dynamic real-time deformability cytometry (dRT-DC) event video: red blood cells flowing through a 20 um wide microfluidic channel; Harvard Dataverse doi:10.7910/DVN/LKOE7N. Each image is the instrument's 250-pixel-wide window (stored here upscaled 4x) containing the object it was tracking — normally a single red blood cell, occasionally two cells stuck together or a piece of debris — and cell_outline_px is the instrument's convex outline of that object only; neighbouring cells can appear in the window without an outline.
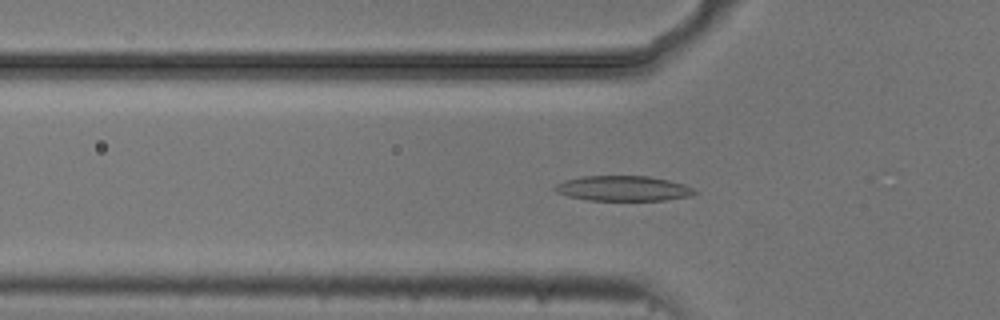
{"species": "common noctule bat (a hibernating species)", "species_latin": "Nyctalus noctula", "temperature_condition": "cold", "stored_images_in_passage": 53, "camera_frame_rate_fps": 3000, "um_per_image_px": 0.085, "animal": {"sex": "male", "body_mass_g": 20.5, "forearm_length_mm": 52.5}, "frame": {"image": 1, "passage_image": 17, "time_ms": 5.333, "image_size_px": [1000, 320], "cell_outline_px": [[700, 192], [692, 196], [664, 200], [588, 200], [568, 196], [556, 192], [552, 188], [556, 184], [564, 180], [584, 176], [648, 176], [668, 180], [684, 184]], "centroid_in_image_um": [52.98, 16.01], "position_along_channel_um": 72.8, "area_um2": 20.52}}
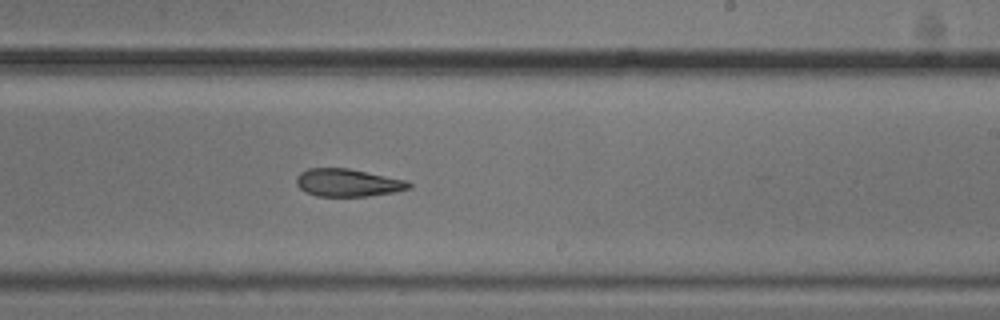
{"frame": {"image": 2, "passage_image": 32, "time_ms": 10.333, "image_size_px": [1000, 320], "cell_outline_px": [[412, 188], [392, 192], [368, 196], [316, 196], [304, 192], [296, 184], [296, 176], [300, 172], [308, 168], [348, 168], [408, 180], [412, 184]], "centroid_in_image_um": [29.56, 15.52], "position_along_channel_um": 259.4, "area_um2": 18.32}}
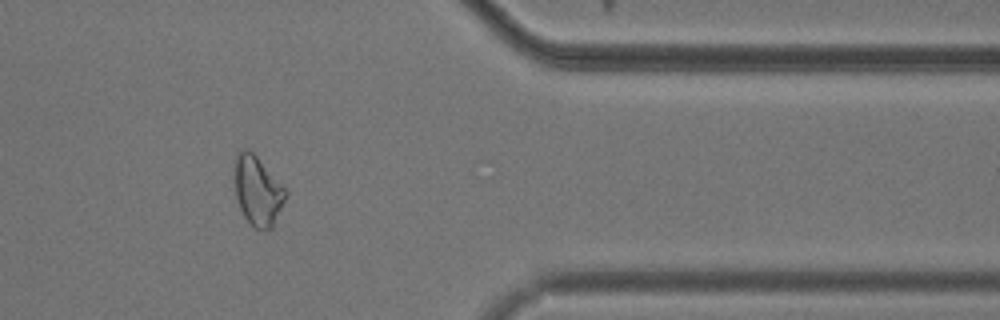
{"frame": {"image": 3, "passage_image": 44, "time_ms": 14.333, "image_size_px": [1000, 320], "cell_outline_px": [[288, 192], [272, 228], [256, 228], [244, 216], [240, 208], [236, 196], [236, 152], [244, 148], [248, 148], [256, 156]], "centroid_in_image_um": [21.9, 16.2], "position_along_channel_um": 389.5, "area_um2": 19.88}, "authors_computed_cell_mechanics": {"area_um2": 20.1722, "velocity_mm_per_s": 3.7101, "shape_relaxation_time_tau1_ms": 5.6443, "shape_relaxation_time_tau2_ms": 7.9937, "deformation_change_tau1": 0.1603, "deformation_change_tau2": 0.176}}